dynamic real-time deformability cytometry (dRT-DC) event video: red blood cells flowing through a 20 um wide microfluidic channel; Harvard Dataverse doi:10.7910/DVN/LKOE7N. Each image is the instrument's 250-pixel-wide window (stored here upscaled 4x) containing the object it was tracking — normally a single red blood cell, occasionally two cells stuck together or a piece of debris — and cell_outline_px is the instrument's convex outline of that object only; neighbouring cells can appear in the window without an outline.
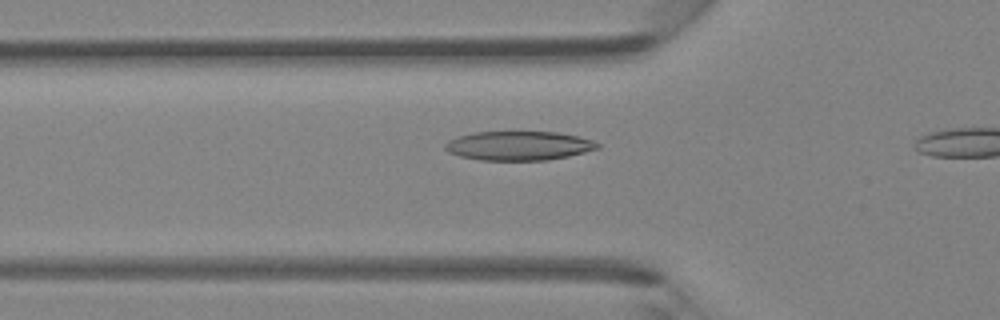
{"species": "Egyptian fruit bat (a non-hibernating species)", "species_latin": "Rousettus aegyptiacus", "temperature_condition": "room temperature", "stored_images_in_passage": 7, "camera_frame_rate_fps": 3000, "um_per_image_px": 0.085, "animal": {"sex": "female"}, "frame": {"image": 1, "passage_image": 6, "time_ms": 1.667, "image_size_px": [1000, 320], "cell_outline_px": [[600, 148], [568, 156], [548, 160], [480, 160], [460, 156], [448, 152], [444, 148], [444, 144], [448, 140], [456, 136], [476, 132], [556, 132], [576, 136], [592, 140], [600, 144]], "centroid_in_image_um": [44.06, 12.39], "position_along_channel_um": 81.7, "area_um2": 25.84}}